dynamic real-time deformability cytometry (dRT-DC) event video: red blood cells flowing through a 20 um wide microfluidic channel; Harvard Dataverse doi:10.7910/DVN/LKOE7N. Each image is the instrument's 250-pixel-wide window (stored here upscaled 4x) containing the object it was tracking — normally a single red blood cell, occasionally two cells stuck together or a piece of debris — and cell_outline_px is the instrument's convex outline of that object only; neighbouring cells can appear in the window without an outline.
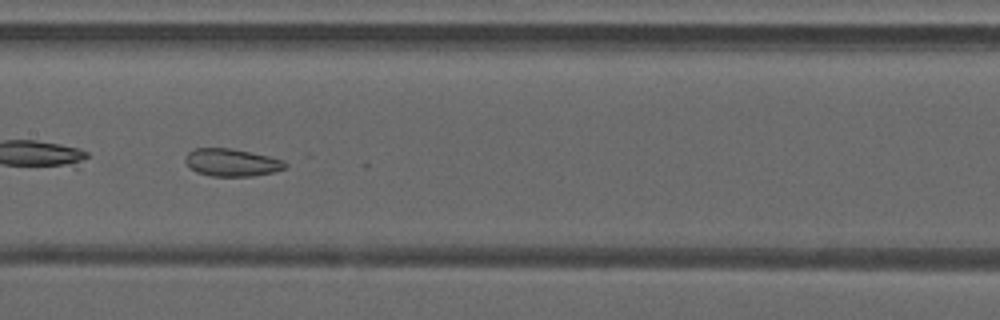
{"species": "common noctule bat (a hibernating species)", "species_latin": "Nyctalus noctula", "temperature_condition": "warm", "stored_images_in_passage": 34, "camera_frame_rate_fps": 3000, "um_per_image_px": 0.085, "animal": {"sex": "male", "forearm_length_mm": 52.5}, "frame": {"image": 1, "passage_image": 10, "time_ms": 3.0, "image_size_px": [1000, 320], "cell_outline_px": [[288, 164], [284, 168], [272, 172], [252, 176], [212, 176], [196, 172], [184, 160], [184, 156], [192, 148], [232, 148], [268, 156], [284, 160]], "centroid_in_image_um": [19.67, 13.8], "position_along_channel_um": 187.7, "area_um2": 16.01}, "authors_computed_cell_mechanics": {"area_um2": 16.7909, "velocity_mm_per_s": 4.2053, "shape_relaxation_time_tau1_ms": null, "shape_relaxation_time_tau2_ms": 1.3636, "deformation_change_tau1": null, "deformation_change_tau2": 0.0796}}